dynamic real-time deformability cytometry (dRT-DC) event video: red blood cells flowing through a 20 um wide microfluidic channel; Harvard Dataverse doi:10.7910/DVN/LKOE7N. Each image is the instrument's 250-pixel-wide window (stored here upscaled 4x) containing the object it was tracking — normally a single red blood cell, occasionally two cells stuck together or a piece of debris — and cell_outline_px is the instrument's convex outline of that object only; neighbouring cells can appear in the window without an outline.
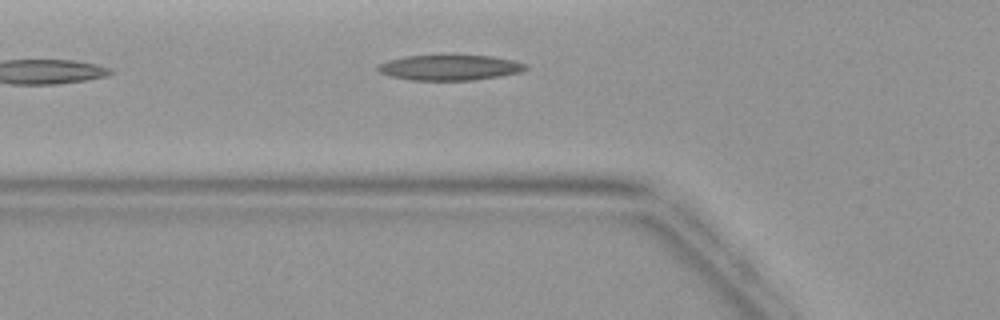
{"species": "common noctule bat (a hibernating species)", "species_latin": "Nyctalus noctula", "temperature_condition": "warm", "stored_images_in_passage": 4, "camera_frame_rate_fps": 3000, "um_per_image_px": 0.085, "animal": {"sex": "female", "body_mass_g": 19.9}, "frame": {"image": 1, "passage_image": 4, "time_ms": 4.667, "image_size_px": [1000, 320], "cell_outline_px": [[528, 68], [520, 72], [500, 76], [476, 80], [412, 80], [392, 76], [380, 72], [376, 68], [380, 64], [388, 60], [404, 56], [492, 56], [512, 60], [528, 64]], "centroid_in_image_um": [38.26, 5.75], "position_along_channel_um": 87.5, "area_um2": 21.62}}